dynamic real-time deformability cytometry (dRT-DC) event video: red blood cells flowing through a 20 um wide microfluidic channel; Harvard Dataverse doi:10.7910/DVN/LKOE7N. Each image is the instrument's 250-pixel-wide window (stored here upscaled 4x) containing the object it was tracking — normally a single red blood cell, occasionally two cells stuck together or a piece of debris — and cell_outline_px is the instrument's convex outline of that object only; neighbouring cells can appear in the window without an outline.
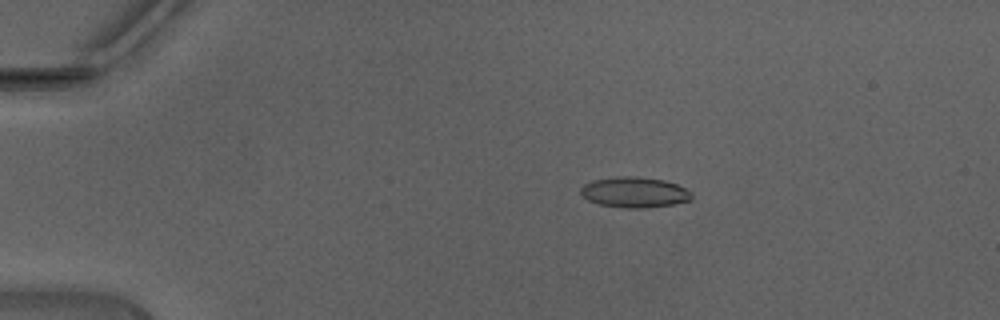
{"species": "Egyptian fruit bat (a non-hibernating species)", "species_latin": "Rousettus aegyptiacus", "temperature_condition": "warm", "stored_images_in_passage": 17, "camera_frame_rate_fps": 3000, "um_per_image_px": 0.085, "animal": {"sex": "male"}, "frame": {"image": 1, "passage_image": 10, "time_ms": 3.0, "image_size_px": [1000, 320], "cell_outline_px": [[692, 200], [672, 204], [644, 208], [624, 208], [600, 204], [588, 200], [580, 196], [580, 188], [584, 184], [592, 180], [616, 176], [636, 176], [664, 180], [676, 184], [692, 192]], "centroid_in_image_um": [53.9, 16.34], "position_along_channel_um": 31.1, "area_um2": 19.88}}